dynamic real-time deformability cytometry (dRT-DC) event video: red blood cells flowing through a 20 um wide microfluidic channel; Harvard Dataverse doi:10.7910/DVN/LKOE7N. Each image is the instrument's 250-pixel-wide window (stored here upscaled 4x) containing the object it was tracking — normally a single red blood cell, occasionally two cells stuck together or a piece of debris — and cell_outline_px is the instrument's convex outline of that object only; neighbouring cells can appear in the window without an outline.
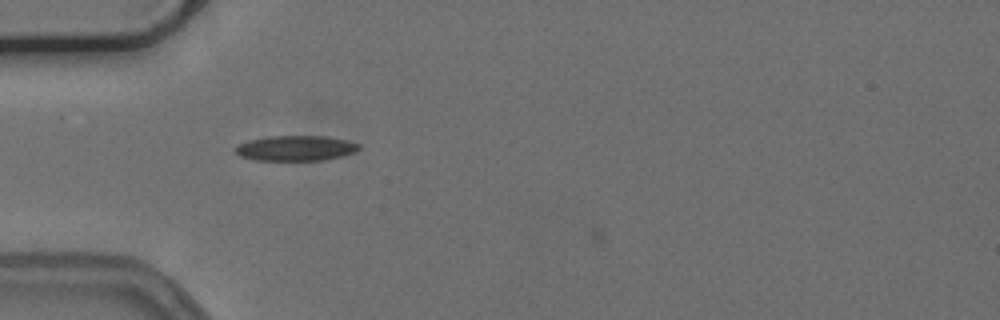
{"species": "common noctule bat (a hibernating species)", "species_latin": "Nyctalus noctula", "temperature_condition": "cold", "stored_images_in_passage": 7, "camera_frame_rate_fps": 3000, "um_per_image_px": 0.085, "animal": {"sex": "female", "body_mass_g": 24.6, "forearm_length_mm": 56.2}, "frame": {"image": 1, "passage_image": 3, "time_ms": 0.667, "image_size_px": [1000, 320], "cell_outline_px": [[360, 148], [356, 152], [344, 156], [324, 160], [256, 160], [240, 156], [236, 152], [236, 144], [248, 140], [268, 136], [324, 136], [348, 140], [360, 144]], "centroid_in_image_um": [25.17, 12.59], "position_along_channel_um": 59.8, "area_um2": 18.32}}